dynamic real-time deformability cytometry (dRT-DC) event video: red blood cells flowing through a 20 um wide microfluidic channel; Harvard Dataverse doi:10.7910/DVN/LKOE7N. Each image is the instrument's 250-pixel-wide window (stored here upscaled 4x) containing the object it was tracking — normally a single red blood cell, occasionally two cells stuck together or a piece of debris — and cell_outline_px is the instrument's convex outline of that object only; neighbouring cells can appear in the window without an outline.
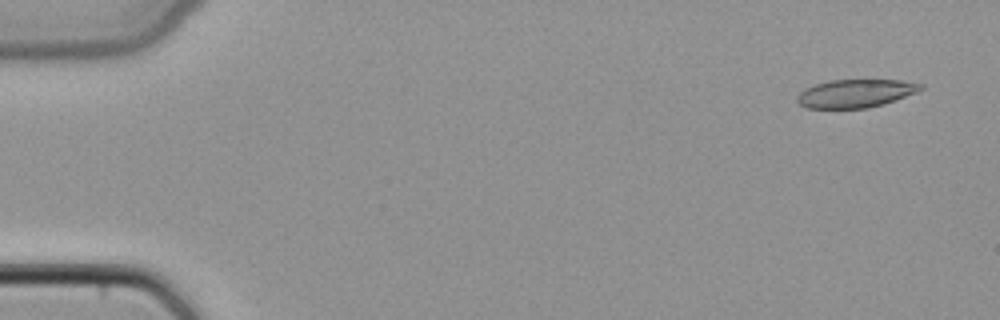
{"species": "common noctule bat (a hibernating species)", "species_latin": "Nyctalus noctula", "temperature_condition": "cold", "stored_images_in_passage": 14, "camera_frame_rate_fps": 3000, "um_per_image_px": 0.085, "animal": {"sex": "female", "body_mass_g": 22.7, "forearm_length_mm": 54.2}, "frame": {"image": 1, "passage_image": 3, "time_ms": 0.667, "image_size_px": [1000, 320], "cell_outline_px": [[924, 88], [916, 92], [896, 100], [884, 104], [868, 108], [808, 108], [800, 104], [796, 100], [796, 96], [804, 88], [828, 80], [900, 80], [924, 84]], "centroid_in_image_um": [72.72, 7.94], "position_along_channel_um": 12.3, "area_um2": 20.35}}